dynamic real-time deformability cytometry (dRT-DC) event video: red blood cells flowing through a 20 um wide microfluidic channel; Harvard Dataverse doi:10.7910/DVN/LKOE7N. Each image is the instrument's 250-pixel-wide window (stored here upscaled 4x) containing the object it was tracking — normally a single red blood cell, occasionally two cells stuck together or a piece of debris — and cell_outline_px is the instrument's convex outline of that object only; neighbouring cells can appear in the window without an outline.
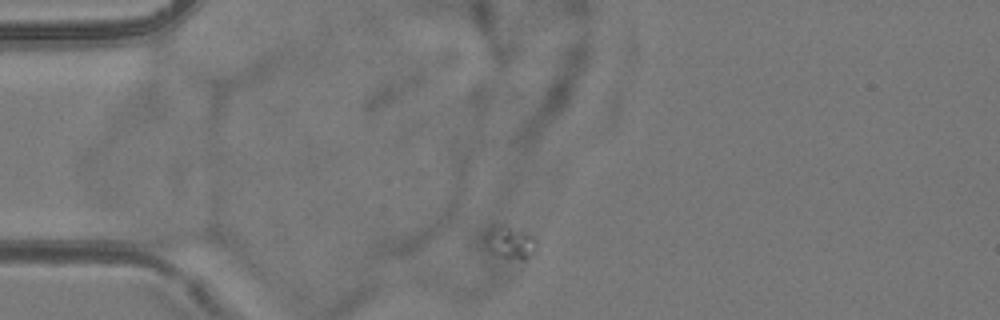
{"species": "common noctule bat (a hibernating species)", "species_latin": "Nyctalus noctula", "temperature_condition": "room temperature", "stored_images_in_passage": 8, "camera_frame_rate_fps": 3000, "um_per_image_px": 0.085, "animal": {"sex": "female", "body_mass_g": 24.6, "forearm_length_mm": 56.2}, "frame": {"image": 1, "passage_image": 6, "time_ms": 1.667, "image_size_px": [1000, 320], "cell_outline_px": [[536, 240], [532, 252], [524, 260], [508, 260], [492, 252], [476, 236], [476, 224], [496, 224], [524, 232], [532, 236]], "centroid_in_image_um": [43.0, 20.51], "position_along_channel_um": 42.0, "area_um2": 10.87}}